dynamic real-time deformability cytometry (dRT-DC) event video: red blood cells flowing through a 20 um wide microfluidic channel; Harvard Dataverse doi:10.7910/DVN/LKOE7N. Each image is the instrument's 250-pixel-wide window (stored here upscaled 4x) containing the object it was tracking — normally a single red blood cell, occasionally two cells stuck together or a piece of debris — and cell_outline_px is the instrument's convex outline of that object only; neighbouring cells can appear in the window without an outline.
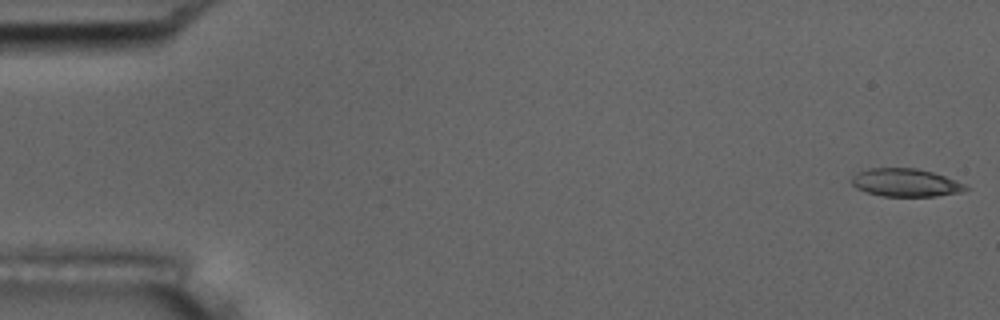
{"species": "common noctule bat (a hibernating species)", "species_latin": "Nyctalus noctula", "temperature_condition": "room temperature", "stored_images_in_passage": 54, "camera_frame_rate_fps": 3000, "um_per_image_px": 0.085, "animal": {"sex": "male", "body_mass_g": 17.5, "forearm_length_mm": 52.3}, "frame": {"image": 1, "passage_image": 1, "time_ms": 0.0, "image_size_px": [1000, 320], "cell_outline_px": [[972, 188], [964, 192], [936, 196], [884, 196], [868, 192], [856, 188], [852, 184], [852, 176], [856, 172], [868, 168], [916, 168], [932, 172], [944, 176], [964, 184]], "centroid_in_image_um": [76.99, 15.52], "position_along_channel_um": 8.0, "area_um2": 18.61}}
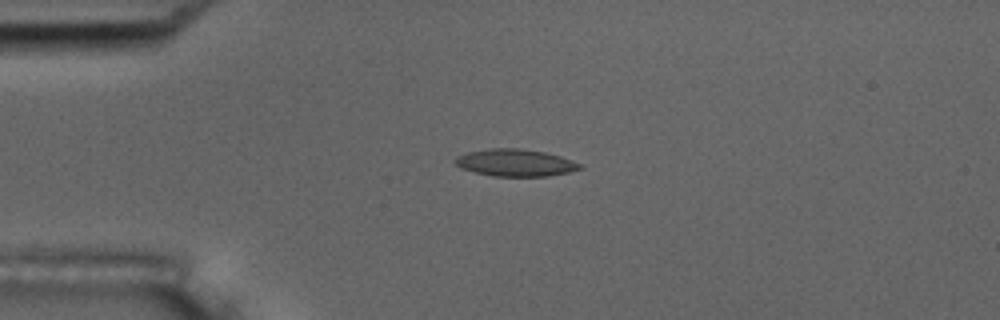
{"frame": {"image": 2, "passage_image": 13, "time_ms": 4.0, "image_size_px": [1000, 320], "cell_outline_px": [[584, 168], [568, 172], [548, 176], [492, 176], [476, 172], [464, 168], [456, 164], [452, 160], [456, 156], [468, 152], [488, 148], [520, 148], [544, 152], [560, 156], [572, 160], [580, 164]], "centroid_in_image_um": [43.8, 13.82], "position_along_channel_um": 41.2, "area_um2": 19.65}}
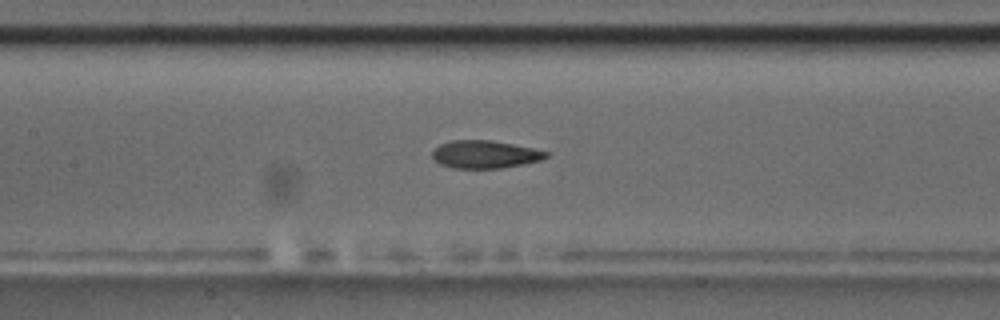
{"frame": {"image": 3, "passage_image": 25, "time_ms": 8.0, "image_size_px": [1000, 320], "cell_outline_px": [[548, 156], [540, 160], [524, 164], [500, 168], [456, 168], [440, 164], [432, 156], [432, 152], [440, 144], [452, 140], [492, 140], [532, 148], [548, 152]], "centroid_in_image_um": [41.22, 13.12], "position_along_channel_um": 166.2, "area_um2": 18.21}, "authors_computed_cell_mechanics": {"area_um2": 18.9584, "velocity_mm_per_s": 3.7446, "shape_relaxation_time_tau1_ms": null, "shape_relaxation_time_tau2_ms": 2.6484, "deformation_change_tau1": null, "deformation_change_tau2": 0.0999}}